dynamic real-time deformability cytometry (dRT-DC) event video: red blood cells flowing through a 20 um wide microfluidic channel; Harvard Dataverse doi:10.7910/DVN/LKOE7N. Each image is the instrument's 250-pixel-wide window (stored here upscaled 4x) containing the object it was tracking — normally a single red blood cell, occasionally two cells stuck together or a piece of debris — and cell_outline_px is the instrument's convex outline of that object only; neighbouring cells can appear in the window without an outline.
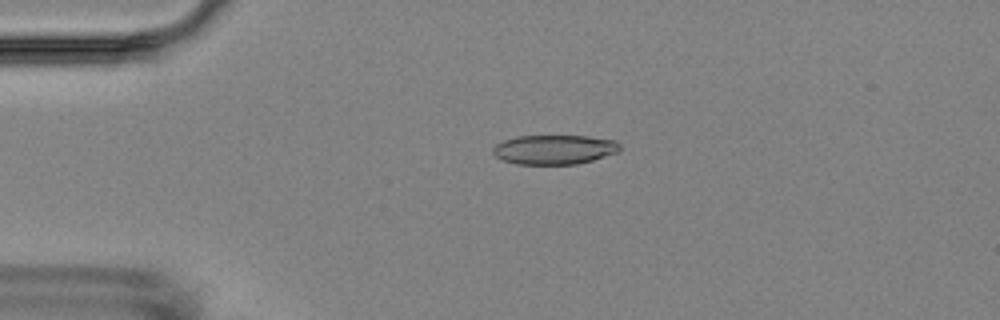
{"species": "Egyptian fruit bat (a non-hibernating species)", "species_latin": "Rousettus aegyptiacus", "temperature_condition": "room temperature", "stored_images_in_passage": 5, "camera_frame_rate_fps": 3000, "um_per_image_px": 0.085, "animal": {"sex": "female"}, "frame": {"image": 1, "passage_image": 4, "time_ms": 4.0, "image_size_px": [1000, 320], "cell_outline_px": [[620, 148], [616, 152], [592, 160], [576, 164], [516, 164], [504, 160], [496, 156], [492, 152], [492, 148], [496, 144], [504, 140], [516, 136], [588, 136], [616, 140], [620, 144]], "centroid_in_image_um": [47.1, 12.7], "position_along_channel_um": 37.9, "area_um2": 21.68}}